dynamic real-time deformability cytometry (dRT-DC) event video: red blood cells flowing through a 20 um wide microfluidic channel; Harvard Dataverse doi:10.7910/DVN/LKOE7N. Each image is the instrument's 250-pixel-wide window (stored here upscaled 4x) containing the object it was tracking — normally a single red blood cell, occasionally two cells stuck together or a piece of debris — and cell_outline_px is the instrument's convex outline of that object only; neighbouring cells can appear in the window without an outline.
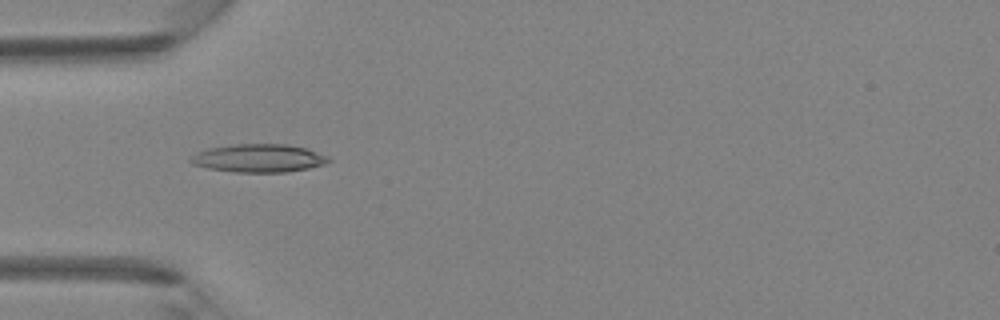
{"species": "Egyptian fruit bat (a non-hibernating species)", "species_latin": "Rousettus aegyptiacus", "temperature_condition": "room temperature", "stored_images_in_passage": 31, "camera_frame_rate_fps": 3000, "um_per_image_px": 0.085, "animal": {"sex": "female"}, "frame": {"image": 1, "passage_image": 1, "time_ms": 0.0, "image_size_px": [1000, 320], "cell_outline_px": [[332, 160], [324, 164], [308, 168], [284, 172], [236, 172], [208, 168], [192, 164], [188, 160], [192, 156], [208, 148], [236, 144], [288, 144], [304, 148], [328, 156]], "centroid_in_image_um": [21.99, 13.44], "position_along_channel_um": 63.0, "area_um2": 22.37}}
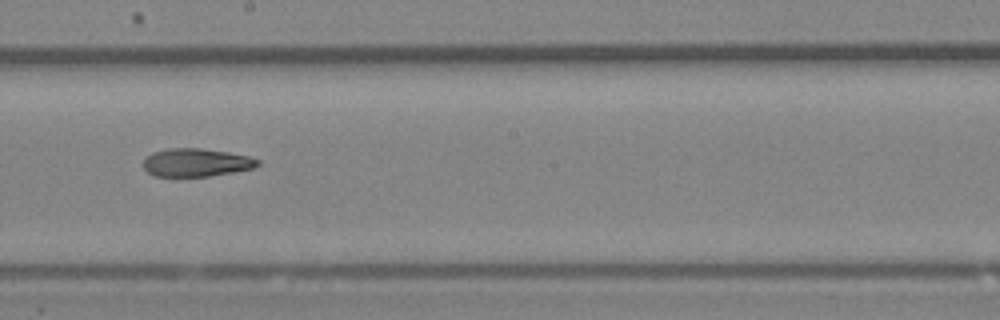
{"frame": {"image": 2, "passage_image": 12, "time_ms": 3.667, "image_size_px": [1000, 320], "cell_outline_px": [[260, 164], [252, 168], [236, 172], [180, 180], [152, 176], [144, 168], [144, 160], [152, 152], [168, 148], [200, 148], [228, 152], [248, 156], [260, 160]], "centroid_in_image_um": [16.63, 13.86], "position_along_channel_um": 231.6, "area_um2": 19.54}}
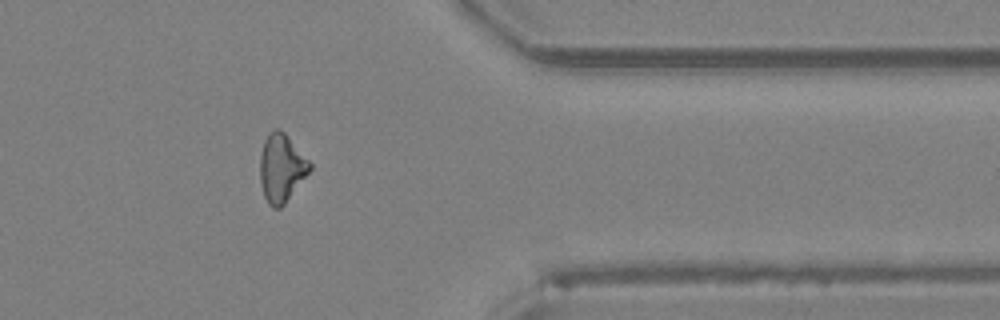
{"frame": {"image": 3, "passage_image": 23, "time_ms": 7.333, "image_size_px": [1000, 320], "cell_outline_px": [[312, 168], [284, 204], [280, 208], [272, 208], [268, 204], [264, 196], [260, 184], [260, 156], [264, 140], [276, 128], [284, 132], [312, 164]], "centroid_in_image_um": [23.91, 14.31], "position_along_channel_um": 387.5, "area_um2": 19.48}}